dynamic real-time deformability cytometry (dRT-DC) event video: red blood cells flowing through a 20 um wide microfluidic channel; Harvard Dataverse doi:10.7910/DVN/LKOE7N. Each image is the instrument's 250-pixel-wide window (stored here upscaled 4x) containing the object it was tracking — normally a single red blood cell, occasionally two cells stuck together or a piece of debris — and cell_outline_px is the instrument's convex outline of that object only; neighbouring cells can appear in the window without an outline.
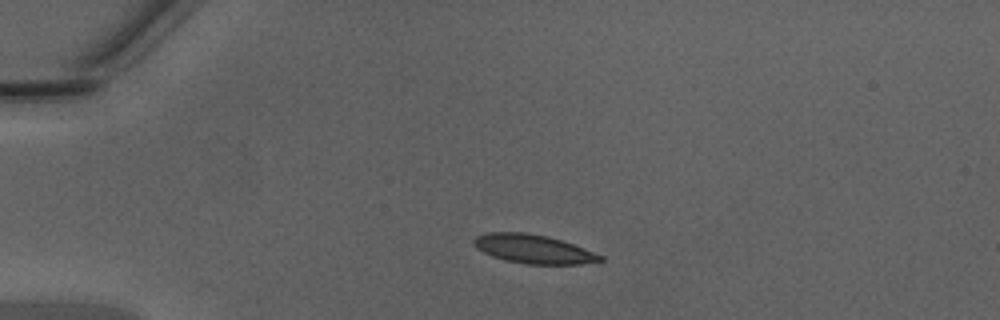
{"species": "Egyptian fruit bat (a non-hibernating species)", "species_latin": "Rousettus aegyptiacus", "temperature_condition": "warm", "stored_images_in_passage": 36, "camera_frame_rate_fps": 3000, "um_per_image_px": 0.085, "animal": {"sex": "male"}, "frame": {"image": 1, "passage_image": 1, "time_ms": 0.0, "image_size_px": [1000, 320], "cell_outline_px": [[604, 260], [580, 264], [524, 264], [504, 260], [492, 256], [476, 248], [472, 244], [472, 240], [476, 236], [488, 232], [524, 232], [548, 236], [572, 244], [604, 256]], "centroid_in_image_um": [45.29, 21.16], "position_along_channel_um": 39.7, "area_um2": 21.21}}
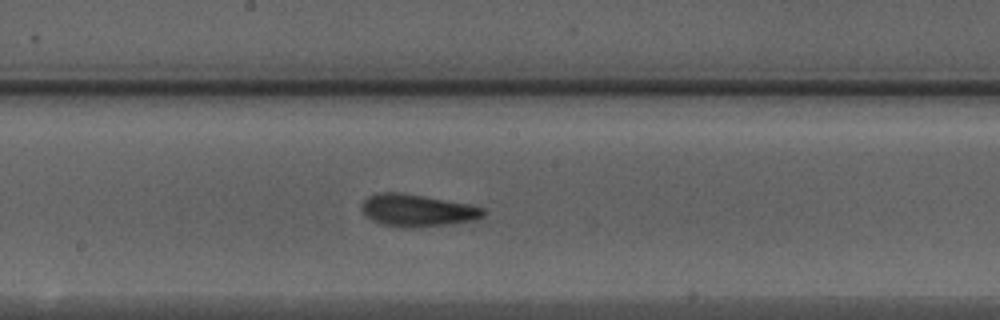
{"frame": {"image": 2, "passage_image": 16, "time_ms": 5.0, "image_size_px": [1000, 320], "cell_outline_px": [[488, 212], [484, 216], [476, 220], [412, 228], [408, 228], [384, 224], [372, 220], [360, 208], [360, 204], [368, 196], [380, 192], [400, 192], [472, 204], [484, 208]], "centroid_in_image_um": [35.51, 17.87], "position_along_channel_um": 212.7, "area_um2": 22.89}}
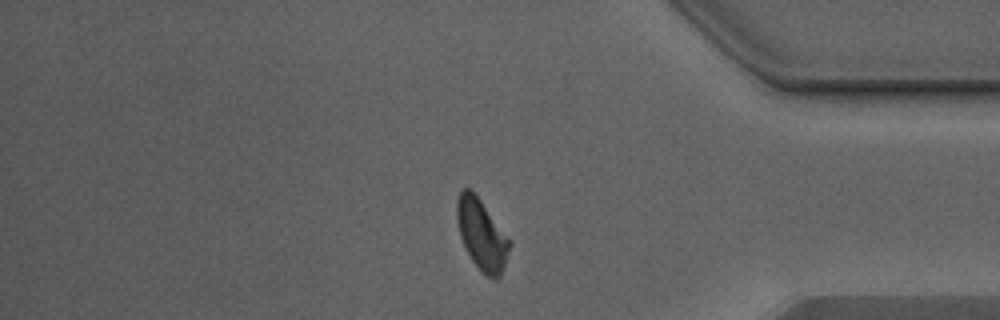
{"frame": {"image": 3, "passage_image": 30, "time_ms": 9.667, "image_size_px": [1000, 320], "cell_outline_px": [[512, 244], [500, 276], [496, 280], [480, 272], [464, 248], [460, 236], [456, 220], [456, 200], [460, 192], [464, 188], [472, 188], [512, 240]], "centroid_in_image_um": [40.95, 19.92], "position_along_channel_um": 394.3, "area_um2": 22.25}}